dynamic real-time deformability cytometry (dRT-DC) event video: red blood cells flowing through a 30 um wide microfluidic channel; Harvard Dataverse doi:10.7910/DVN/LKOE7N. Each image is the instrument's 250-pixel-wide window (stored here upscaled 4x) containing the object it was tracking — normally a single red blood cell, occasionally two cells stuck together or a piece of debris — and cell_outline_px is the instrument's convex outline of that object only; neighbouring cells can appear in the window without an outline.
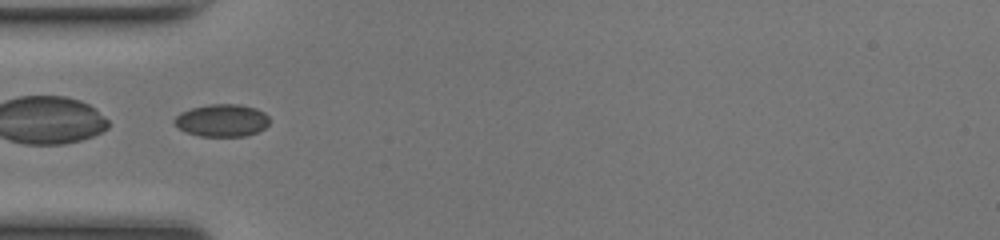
{"species": "common noctule bat (a hibernating species)", "species_latin": "Nyctalus noctula", "temperature_condition": "room temperature", "stored_images_in_passage": 48, "camera_frame_rate_fps": 3000, "um_per_image_px": 0.085, "animal": {"sex": "female", "body_mass_g": 17.0, "forearm_length_mm": 48.0}, "frame": {"image": 1, "passage_image": 16, "time_ms": 5.0, "image_size_px": [1000, 240], "cell_outline_px": [[268, 124], [264, 128], [256, 132], [244, 136], [200, 136], [188, 132], [180, 128], [172, 120], [180, 112], [192, 108], [208, 104], [240, 104], [256, 108], [264, 112], [268, 116]], "centroid_in_image_um": [18.87, 10.22], "position_along_channel_um": 66.1, "area_um2": 17.86}}
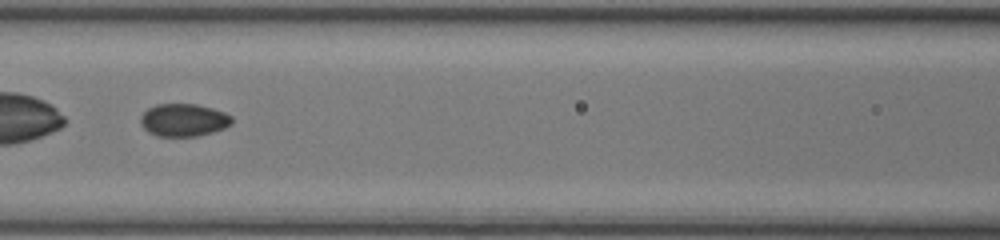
{"frame": {"image": 2, "passage_image": 22, "time_ms": 7.0, "image_size_px": [1000, 240], "cell_outline_px": [[232, 124], [224, 128], [212, 132], [196, 136], [156, 136], [148, 132], [140, 124], [140, 116], [148, 108], [156, 104], [196, 104], [212, 108], [224, 112], [232, 116]], "centroid_in_image_um": [15.59, 10.2], "position_along_channel_um": 151.0, "area_um2": 17.46}}
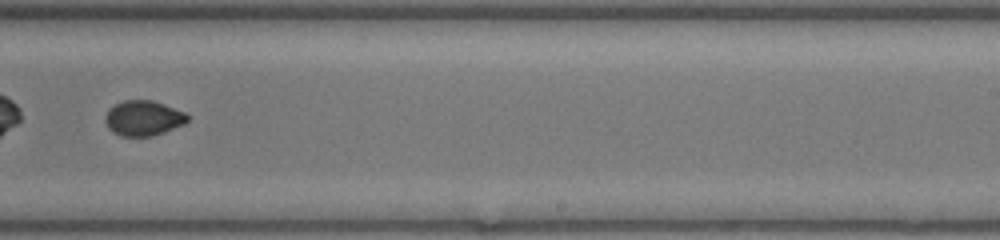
{"frame": {"image": 3, "passage_image": 31, "time_ms": 10.0, "image_size_px": [1000, 240], "cell_outline_px": [[188, 120], [184, 124], [164, 132], [152, 136], [120, 136], [112, 132], [108, 128], [104, 120], [104, 116], [108, 108], [124, 100], [152, 100], [164, 104], [184, 112], [188, 116]], "centroid_in_image_um": [12.14, 10.04], "position_along_channel_um": 276.9, "area_um2": 16.94}, "authors_computed_cell_mechanics": {"area_um2": 17.7157, "velocity_mm_per_s": 4.2082, "shape_relaxation_time_tau1_ms": null, "shape_relaxation_time_tau2_ms": 0.8384, "deformation_change_tau1": null, "deformation_change_tau2": 0.0253}}